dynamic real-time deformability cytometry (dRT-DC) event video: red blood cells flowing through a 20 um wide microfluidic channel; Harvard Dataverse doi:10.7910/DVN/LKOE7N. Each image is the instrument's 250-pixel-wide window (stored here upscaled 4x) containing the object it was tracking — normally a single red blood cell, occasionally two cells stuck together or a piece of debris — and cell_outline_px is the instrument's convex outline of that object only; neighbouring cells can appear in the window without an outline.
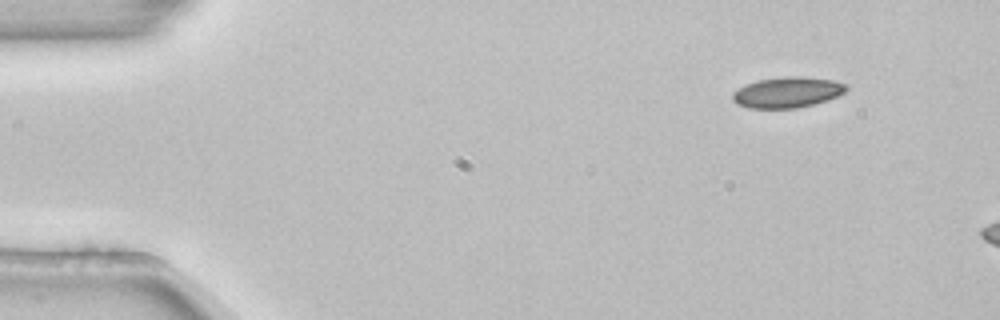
{"species": "common noctule bat (a hibernating species)", "species_latin": "Nyctalus noctula", "temperature_condition": "room temperature", "stored_images_in_passage": 3, "camera_frame_rate_fps": 3000, "um_per_image_px": 0.085, "animal": {"sex": "female", "body_mass_g": 22.7, "forearm_length_mm": 54.2}, "frame": {"image": 1, "passage_image": 1, "time_ms": 0.0, "image_size_px": [1000, 320], "cell_outline_px": [[848, 88], [844, 92], [836, 96], [812, 104], [796, 108], [748, 108], [736, 104], [732, 100], [732, 92], [744, 84], [756, 80], [784, 76], [800, 76], [836, 80], [848, 84]], "centroid_in_image_um": [66.88, 7.83], "position_along_channel_um": 18.1, "area_um2": 20.52}}